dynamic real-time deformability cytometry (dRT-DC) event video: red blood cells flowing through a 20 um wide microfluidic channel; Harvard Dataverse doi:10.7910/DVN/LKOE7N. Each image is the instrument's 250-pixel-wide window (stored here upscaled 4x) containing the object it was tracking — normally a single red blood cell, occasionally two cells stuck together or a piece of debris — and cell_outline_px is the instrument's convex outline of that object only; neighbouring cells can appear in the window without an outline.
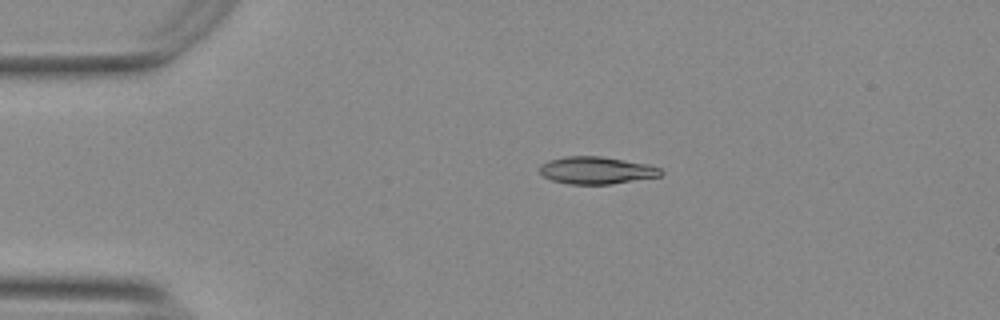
{"species": "Egyptian fruit bat (a non-hibernating species)", "species_latin": "Rousettus aegyptiacus", "temperature_condition": "warm", "stored_images_in_passage": 44, "camera_frame_rate_fps": 3000, "um_per_image_px": 0.085, "animal": {"sex": "female"}, "frame": {"image": 1, "passage_image": 1, "time_ms": 0.0, "image_size_px": [1000, 320], "cell_outline_px": [[664, 172], [660, 176], [612, 184], [568, 184], [552, 180], [544, 176], [536, 168], [540, 164], [548, 160], [564, 156], [600, 156], [648, 164], [660, 168]], "centroid_in_image_um": [50.66, 14.47], "position_along_channel_um": 34.3, "area_um2": 19.42}}
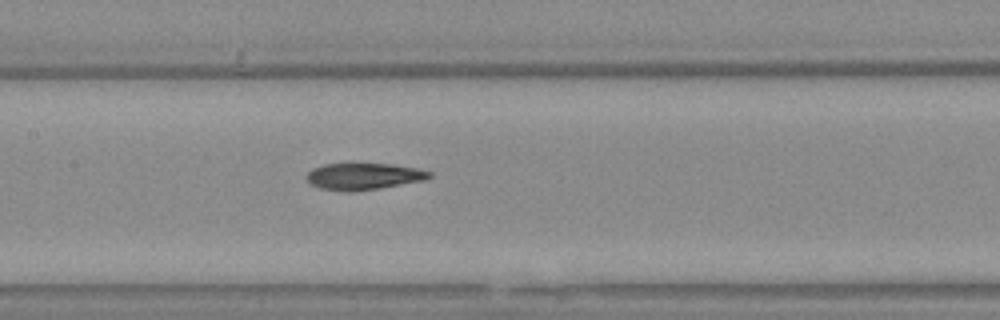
{"frame": {"image": 2, "passage_image": 16, "time_ms": 5.0, "image_size_px": [1000, 320], "cell_outline_px": [[432, 176], [424, 180], [380, 188], [352, 192], [348, 192], [320, 188], [312, 184], [304, 176], [312, 168], [324, 164], [348, 160], [352, 160], [392, 164], [416, 168], [432, 172]], "centroid_in_image_um": [30.86, 14.93], "position_along_channel_um": 176.5, "area_um2": 20.06}}
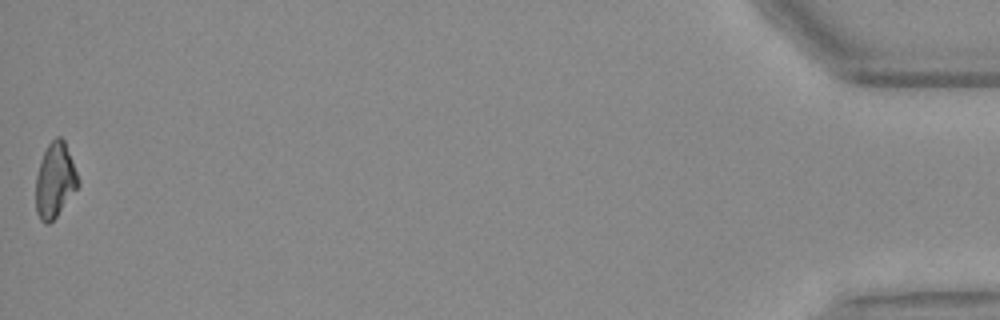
{"frame": {"image": 3, "passage_image": 44, "time_ms": 14.333, "image_size_px": [1000, 320], "cell_outline_px": [[80, 184], [56, 216], [48, 224], [44, 224], [40, 220], [36, 212], [36, 176], [40, 160], [48, 144], [56, 136], [60, 136], [64, 140], [80, 180]], "centroid_in_image_um": [4.66, 15.32], "position_along_channel_um": 430.5, "area_um2": 18.38}, "authors_computed_cell_mechanics": {"area_um2": 19.5075, "velocity_mm_per_s": 3.7742, "shape_relaxation_time_tau1_ms": 7.5635, "shape_relaxation_time_tau2_ms": 7.0293, "deformation_change_tau1": 0.2201, "deformation_change_tau2": 0.1577}}